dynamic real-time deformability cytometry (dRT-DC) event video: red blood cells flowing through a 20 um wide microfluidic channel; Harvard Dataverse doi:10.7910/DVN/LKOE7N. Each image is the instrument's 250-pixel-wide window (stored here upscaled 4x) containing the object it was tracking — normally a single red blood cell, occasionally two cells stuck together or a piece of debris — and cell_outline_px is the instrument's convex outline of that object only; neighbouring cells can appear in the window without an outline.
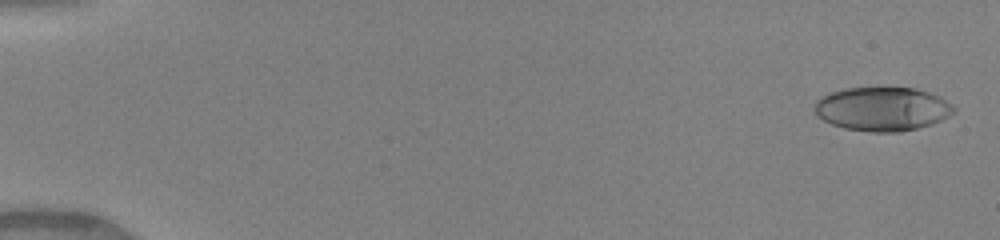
{"species": "human", "species_latin": "Homo sapiens", "temperature_condition": "warm", "stored_images_in_passage": 50, "camera_frame_rate_fps": 3000, "um_per_image_px": 0.085, "donor": {"sex": "female"}, "frame": {"image": 1, "passage_image": 2, "time_ms": 0.333, "image_size_px": [1000, 240], "cell_outline_px": [[956, 112], [932, 124], [900, 132], [868, 132], [844, 128], [832, 124], [816, 116], [816, 100], [828, 92], [844, 88], [916, 88], [940, 96], [952, 104], [956, 108]], "centroid_in_image_um": [75.01, 9.26], "position_along_channel_um": 10.0, "area_um2": 35.72}}
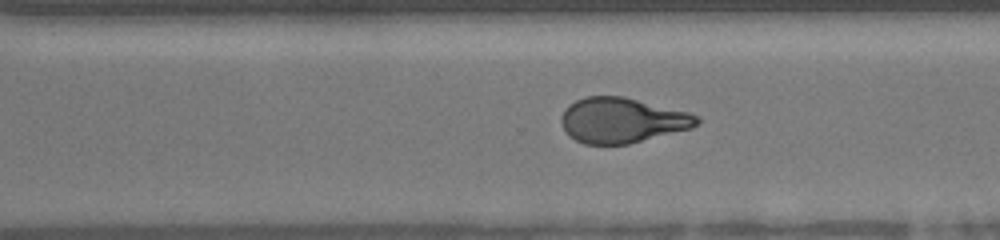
{"frame": {"image": 2, "passage_image": 36, "time_ms": 11.667, "image_size_px": [1000, 240], "cell_outline_px": [[700, 124], [692, 128], [628, 144], [584, 144], [568, 136], [564, 132], [560, 120], [560, 116], [564, 108], [568, 104], [584, 96], [624, 96], [688, 112], [700, 116]], "centroid_in_image_um": [52.85, 10.22], "position_along_channel_um": 317.8, "area_um2": 36.07}}
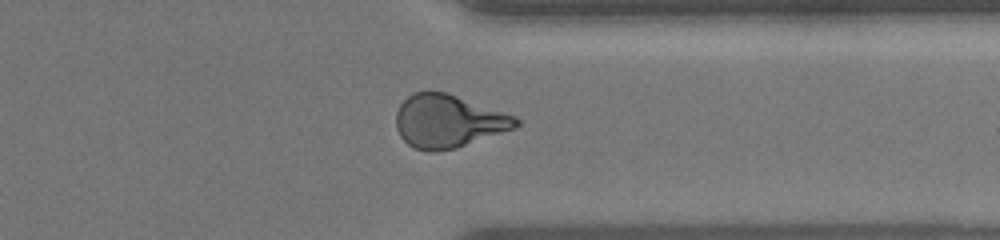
{"frame": {"image": 3, "passage_image": 40, "time_ms": 13.0, "image_size_px": [1000, 240], "cell_outline_px": [[520, 124], [516, 128], [456, 148], [436, 152], [428, 152], [416, 148], [408, 144], [400, 136], [396, 128], [396, 112], [400, 104], [412, 92], [444, 92], [516, 116], [520, 120]], "centroid_in_image_um": [38.1, 10.32], "position_along_channel_um": 373.3, "area_um2": 36.88}, "authors_computed_cell_mechanics": {"area_um2": 36.4429, "velocity_mm_per_s": 4.1464, "shape_relaxation_time_tau1_ms": 6.7825, "shape_relaxation_time_tau2_ms": 1.5468, "deformation_change_tau1": 0.244, "deformation_change_tau2": 0.0914}}